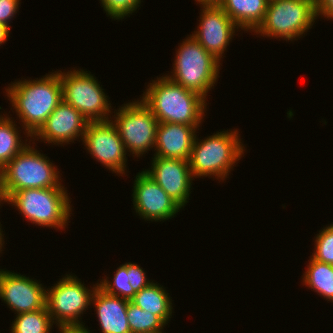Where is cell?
<instances>
[{
    "instance_id": "603a6c76",
    "label": "cell",
    "mask_w": 333,
    "mask_h": 333,
    "mask_svg": "<svg viewBox=\"0 0 333 333\" xmlns=\"http://www.w3.org/2000/svg\"><path fill=\"white\" fill-rule=\"evenodd\" d=\"M54 322L47 308L20 313L12 322L11 333H50Z\"/></svg>"
},
{
    "instance_id": "4dcf8cb0",
    "label": "cell",
    "mask_w": 333,
    "mask_h": 333,
    "mask_svg": "<svg viewBox=\"0 0 333 333\" xmlns=\"http://www.w3.org/2000/svg\"><path fill=\"white\" fill-rule=\"evenodd\" d=\"M9 32L10 28L0 22V46L7 41Z\"/></svg>"
},
{
    "instance_id": "52a82bcc",
    "label": "cell",
    "mask_w": 333,
    "mask_h": 333,
    "mask_svg": "<svg viewBox=\"0 0 333 333\" xmlns=\"http://www.w3.org/2000/svg\"><path fill=\"white\" fill-rule=\"evenodd\" d=\"M180 44L174 59L173 71L167 77L184 88L207 99L219 77L220 61L206 51L191 35Z\"/></svg>"
},
{
    "instance_id": "d6a6232c",
    "label": "cell",
    "mask_w": 333,
    "mask_h": 333,
    "mask_svg": "<svg viewBox=\"0 0 333 333\" xmlns=\"http://www.w3.org/2000/svg\"><path fill=\"white\" fill-rule=\"evenodd\" d=\"M6 197L2 188V184H1V180H0V206H1V202H5L6 203Z\"/></svg>"
},
{
    "instance_id": "30bf717a",
    "label": "cell",
    "mask_w": 333,
    "mask_h": 333,
    "mask_svg": "<svg viewBox=\"0 0 333 333\" xmlns=\"http://www.w3.org/2000/svg\"><path fill=\"white\" fill-rule=\"evenodd\" d=\"M113 117L126 152L140 157L155 146L158 120L142 101L128 102L120 106Z\"/></svg>"
},
{
    "instance_id": "83f0119b",
    "label": "cell",
    "mask_w": 333,
    "mask_h": 333,
    "mask_svg": "<svg viewBox=\"0 0 333 333\" xmlns=\"http://www.w3.org/2000/svg\"><path fill=\"white\" fill-rule=\"evenodd\" d=\"M127 273L129 274V284L136 293L151 283L150 280L146 278V273L143 268L135 263H127Z\"/></svg>"
},
{
    "instance_id": "f546056e",
    "label": "cell",
    "mask_w": 333,
    "mask_h": 333,
    "mask_svg": "<svg viewBox=\"0 0 333 333\" xmlns=\"http://www.w3.org/2000/svg\"><path fill=\"white\" fill-rule=\"evenodd\" d=\"M316 13L333 20V0H316Z\"/></svg>"
},
{
    "instance_id": "836d02e7",
    "label": "cell",
    "mask_w": 333,
    "mask_h": 333,
    "mask_svg": "<svg viewBox=\"0 0 333 333\" xmlns=\"http://www.w3.org/2000/svg\"><path fill=\"white\" fill-rule=\"evenodd\" d=\"M0 224H1V223H0ZM2 232H3V231L1 230V225H0V252H1V253H2V247H4V246H3V244H4V242H3V241H4V240H3V239H4V238H3L4 236H3V235H4V234H2Z\"/></svg>"
},
{
    "instance_id": "3957f363",
    "label": "cell",
    "mask_w": 333,
    "mask_h": 333,
    "mask_svg": "<svg viewBox=\"0 0 333 333\" xmlns=\"http://www.w3.org/2000/svg\"><path fill=\"white\" fill-rule=\"evenodd\" d=\"M238 134L237 129L220 131L202 139L203 141L196 135L189 159L193 177L213 175L217 180L224 181L245 151Z\"/></svg>"
},
{
    "instance_id": "5bb4252c",
    "label": "cell",
    "mask_w": 333,
    "mask_h": 333,
    "mask_svg": "<svg viewBox=\"0 0 333 333\" xmlns=\"http://www.w3.org/2000/svg\"><path fill=\"white\" fill-rule=\"evenodd\" d=\"M199 26L191 35L217 60L223 58L229 42L239 27L220 6H202Z\"/></svg>"
},
{
    "instance_id": "7a4b0ae2",
    "label": "cell",
    "mask_w": 333,
    "mask_h": 333,
    "mask_svg": "<svg viewBox=\"0 0 333 333\" xmlns=\"http://www.w3.org/2000/svg\"><path fill=\"white\" fill-rule=\"evenodd\" d=\"M167 75L152 80L141 100L159 123L200 127L205 116L206 99L199 93L173 82Z\"/></svg>"
},
{
    "instance_id": "d6986e66",
    "label": "cell",
    "mask_w": 333,
    "mask_h": 333,
    "mask_svg": "<svg viewBox=\"0 0 333 333\" xmlns=\"http://www.w3.org/2000/svg\"><path fill=\"white\" fill-rule=\"evenodd\" d=\"M269 0H222L219 5L244 31L254 32L262 23Z\"/></svg>"
},
{
    "instance_id": "f1b7e54d",
    "label": "cell",
    "mask_w": 333,
    "mask_h": 333,
    "mask_svg": "<svg viewBox=\"0 0 333 333\" xmlns=\"http://www.w3.org/2000/svg\"><path fill=\"white\" fill-rule=\"evenodd\" d=\"M21 0H0V22L9 26V22L19 10Z\"/></svg>"
},
{
    "instance_id": "ffe728a7",
    "label": "cell",
    "mask_w": 333,
    "mask_h": 333,
    "mask_svg": "<svg viewBox=\"0 0 333 333\" xmlns=\"http://www.w3.org/2000/svg\"><path fill=\"white\" fill-rule=\"evenodd\" d=\"M130 301L142 310L158 316L165 324H168L172 316V299L169 293L153 281L137 292Z\"/></svg>"
},
{
    "instance_id": "7402d4cb",
    "label": "cell",
    "mask_w": 333,
    "mask_h": 333,
    "mask_svg": "<svg viewBox=\"0 0 333 333\" xmlns=\"http://www.w3.org/2000/svg\"><path fill=\"white\" fill-rule=\"evenodd\" d=\"M12 117L4 115L0 120V171L28 144L20 139L17 125ZM22 140V141H21Z\"/></svg>"
},
{
    "instance_id": "4316f807",
    "label": "cell",
    "mask_w": 333,
    "mask_h": 333,
    "mask_svg": "<svg viewBox=\"0 0 333 333\" xmlns=\"http://www.w3.org/2000/svg\"><path fill=\"white\" fill-rule=\"evenodd\" d=\"M107 16L121 20L134 13L141 5V0H100Z\"/></svg>"
},
{
    "instance_id": "1f68e13d",
    "label": "cell",
    "mask_w": 333,
    "mask_h": 333,
    "mask_svg": "<svg viewBox=\"0 0 333 333\" xmlns=\"http://www.w3.org/2000/svg\"><path fill=\"white\" fill-rule=\"evenodd\" d=\"M200 6H219L222 0H195Z\"/></svg>"
},
{
    "instance_id": "5b68a950",
    "label": "cell",
    "mask_w": 333,
    "mask_h": 333,
    "mask_svg": "<svg viewBox=\"0 0 333 333\" xmlns=\"http://www.w3.org/2000/svg\"><path fill=\"white\" fill-rule=\"evenodd\" d=\"M6 202L14 205L28 221L42 227L64 229L72 214L65 188L18 190Z\"/></svg>"
},
{
    "instance_id": "cb8c5ba5",
    "label": "cell",
    "mask_w": 333,
    "mask_h": 333,
    "mask_svg": "<svg viewBox=\"0 0 333 333\" xmlns=\"http://www.w3.org/2000/svg\"><path fill=\"white\" fill-rule=\"evenodd\" d=\"M127 319L131 333H162L165 323L156 315L128 301Z\"/></svg>"
},
{
    "instance_id": "d4e9b609",
    "label": "cell",
    "mask_w": 333,
    "mask_h": 333,
    "mask_svg": "<svg viewBox=\"0 0 333 333\" xmlns=\"http://www.w3.org/2000/svg\"><path fill=\"white\" fill-rule=\"evenodd\" d=\"M102 279L98 286L106 293L114 296H119L127 300H131L136 292L129 284V274L127 273V262L120 265L113 276V281ZM113 282V283H112Z\"/></svg>"
},
{
    "instance_id": "44dd1931",
    "label": "cell",
    "mask_w": 333,
    "mask_h": 333,
    "mask_svg": "<svg viewBox=\"0 0 333 333\" xmlns=\"http://www.w3.org/2000/svg\"><path fill=\"white\" fill-rule=\"evenodd\" d=\"M309 260L302 278L304 285L333 302V265L319 262L312 257Z\"/></svg>"
},
{
    "instance_id": "484cf974",
    "label": "cell",
    "mask_w": 333,
    "mask_h": 333,
    "mask_svg": "<svg viewBox=\"0 0 333 333\" xmlns=\"http://www.w3.org/2000/svg\"><path fill=\"white\" fill-rule=\"evenodd\" d=\"M311 257L333 265V224L324 227L315 238V250Z\"/></svg>"
},
{
    "instance_id": "ac0fdd59",
    "label": "cell",
    "mask_w": 333,
    "mask_h": 333,
    "mask_svg": "<svg viewBox=\"0 0 333 333\" xmlns=\"http://www.w3.org/2000/svg\"><path fill=\"white\" fill-rule=\"evenodd\" d=\"M128 301L97 286L91 303L96 308L102 333H131L127 319Z\"/></svg>"
},
{
    "instance_id": "e0dca14e",
    "label": "cell",
    "mask_w": 333,
    "mask_h": 333,
    "mask_svg": "<svg viewBox=\"0 0 333 333\" xmlns=\"http://www.w3.org/2000/svg\"><path fill=\"white\" fill-rule=\"evenodd\" d=\"M198 127L176 123H159L153 157L189 161Z\"/></svg>"
},
{
    "instance_id": "7c38bea8",
    "label": "cell",
    "mask_w": 333,
    "mask_h": 333,
    "mask_svg": "<svg viewBox=\"0 0 333 333\" xmlns=\"http://www.w3.org/2000/svg\"><path fill=\"white\" fill-rule=\"evenodd\" d=\"M133 205L136 213L147 221H165L182 209L144 171L136 175L133 186Z\"/></svg>"
},
{
    "instance_id": "277c9868",
    "label": "cell",
    "mask_w": 333,
    "mask_h": 333,
    "mask_svg": "<svg viewBox=\"0 0 333 333\" xmlns=\"http://www.w3.org/2000/svg\"><path fill=\"white\" fill-rule=\"evenodd\" d=\"M39 152L28 145L0 171L6 200L18 190L64 188L58 168Z\"/></svg>"
},
{
    "instance_id": "4fadbf2b",
    "label": "cell",
    "mask_w": 333,
    "mask_h": 333,
    "mask_svg": "<svg viewBox=\"0 0 333 333\" xmlns=\"http://www.w3.org/2000/svg\"><path fill=\"white\" fill-rule=\"evenodd\" d=\"M46 290L38 280L0 269V298L15 314L46 308Z\"/></svg>"
},
{
    "instance_id": "6da1fadb",
    "label": "cell",
    "mask_w": 333,
    "mask_h": 333,
    "mask_svg": "<svg viewBox=\"0 0 333 333\" xmlns=\"http://www.w3.org/2000/svg\"><path fill=\"white\" fill-rule=\"evenodd\" d=\"M59 71L36 80H18L5 88L8 100L30 141L63 100Z\"/></svg>"
},
{
    "instance_id": "8fae6325",
    "label": "cell",
    "mask_w": 333,
    "mask_h": 333,
    "mask_svg": "<svg viewBox=\"0 0 333 333\" xmlns=\"http://www.w3.org/2000/svg\"><path fill=\"white\" fill-rule=\"evenodd\" d=\"M82 142L96 161L117 175L125 174L127 153L111 120L89 122Z\"/></svg>"
},
{
    "instance_id": "8992f818",
    "label": "cell",
    "mask_w": 333,
    "mask_h": 333,
    "mask_svg": "<svg viewBox=\"0 0 333 333\" xmlns=\"http://www.w3.org/2000/svg\"><path fill=\"white\" fill-rule=\"evenodd\" d=\"M77 278L66 274L46 290V308L60 333H80L84 325L79 318L92 305L91 299L98 286L97 283L92 290L88 289Z\"/></svg>"
},
{
    "instance_id": "2e32d148",
    "label": "cell",
    "mask_w": 333,
    "mask_h": 333,
    "mask_svg": "<svg viewBox=\"0 0 333 333\" xmlns=\"http://www.w3.org/2000/svg\"><path fill=\"white\" fill-rule=\"evenodd\" d=\"M88 123L89 121L77 109L62 100L32 139H41L44 143L53 142L54 145L62 146L74 142L79 137L83 140Z\"/></svg>"
},
{
    "instance_id": "ba28073f",
    "label": "cell",
    "mask_w": 333,
    "mask_h": 333,
    "mask_svg": "<svg viewBox=\"0 0 333 333\" xmlns=\"http://www.w3.org/2000/svg\"><path fill=\"white\" fill-rule=\"evenodd\" d=\"M317 18L316 0H270L255 33L287 41L298 40Z\"/></svg>"
},
{
    "instance_id": "e575fe53",
    "label": "cell",
    "mask_w": 333,
    "mask_h": 333,
    "mask_svg": "<svg viewBox=\"0 0 333 333\" xmlns=\"http://www.w3.org/2000/svg\"><path fill=\"white\" fill-rule=\"evenodd\" d=\"M80 333H90V330L88 328L83 327V329L80 331Z\"/></svg>"
},
{
    "instance_id": "9a60e30c",
    "label": "cell",
    "mask_w": 333,
    "mask_h": 333,
    "mask_svg": "<svg viewBox=\"0 0 333 333\" xmlns=\"http://www.w3.org/2000/svg\"><path fill=\"white\" fill-rule=\"evenodd\" d=\"M152 166L144 172L181 207L188 203L192 180L189 161L162 157L152 158ZM193 178V179H192Z\"/></svg>"
},
{
    "instance_id": "9c48e42d",
    "label": "cell",
    "mask_w": 333,
    "mask_h": 333,
    "mask_svg": "<svg viewBox=\"0 0 333 333\" xmlns=\"http://www.w3.org/2000/svg\"><path fill=\"white\" fill-rule=\"evenodd\" d=\"M87 72L75 68L73 71L59 72L63 100L77 109L89 122L109 121L112 107L108 96L97 79Z\"/></svg>"
}]
</instances>
